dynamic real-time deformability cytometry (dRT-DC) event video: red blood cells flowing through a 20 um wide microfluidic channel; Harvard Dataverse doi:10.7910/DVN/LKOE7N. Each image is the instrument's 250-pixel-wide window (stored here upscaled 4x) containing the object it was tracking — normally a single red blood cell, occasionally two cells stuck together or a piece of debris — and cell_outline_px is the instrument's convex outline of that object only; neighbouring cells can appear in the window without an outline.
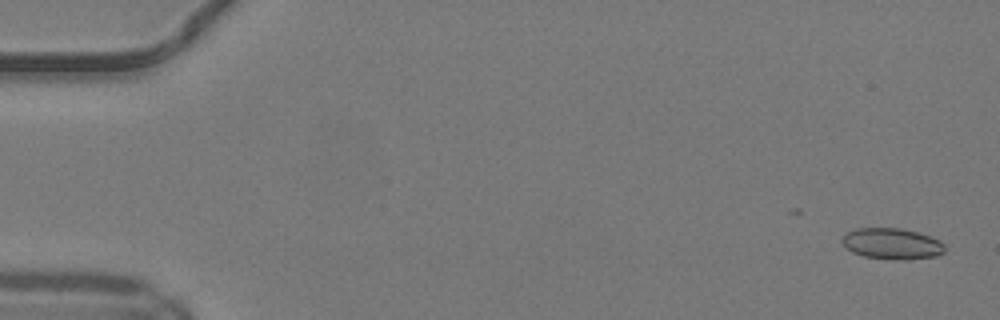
{"species": "common noctule bat (a hibernating species)", "species_latin": "Nyctalus noctula", "temperature_condition": "warm", "stored_images_in_passage": 46, "camera_frame_rate_fps": 3000, "um_per_image_px": 0.085, "animal": {"sex": "male", "body_mass_g": 19.2, "forearm_length_mm": 51.8}, "frame": {"image": 1, "passage_image": 2, "time_ms": 0.333, "image_size_px": [1000, 320], "cell_outline_px": [[944, 252], [936, 256], [908, 260], [904, 260], [864, 256], [852, 252], [840, 240], [848, 232], [856, 228], [900, 228], [916, 232], [940, 240], [944, 244]], "centroid_in_image_um": [75.83, 20.71], "position_along_channel_um": 9.2, "area_um2": 18.38}}
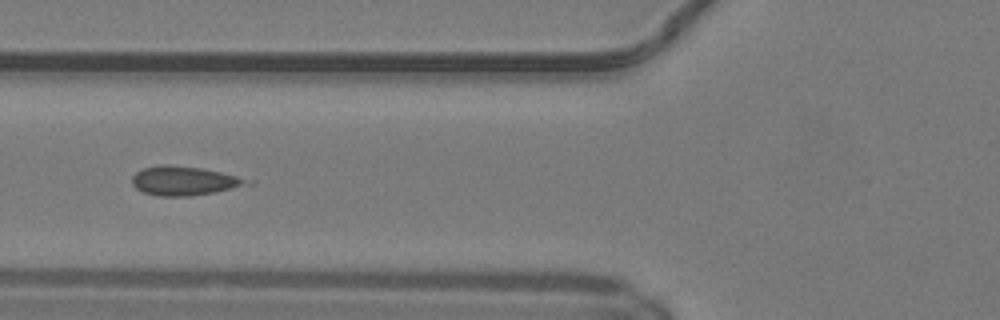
{"frame": {"image": 2, "passage_image": 20, "time_ms": 6.333, "image_size_px": [1000, 320], "cell_outline_px": [[256, 184], [216, 192], [192, 196], [156, 196], [144, 192], [136, 188], [132, 184], [132, 176], [136, 172], [144, 168], [200, 168], [220, 172], [256, 180]], "centroid_in_image_um": [15.81, 15.43], "position_along_channel_um": 110.0, "area_um2": 18.96}}
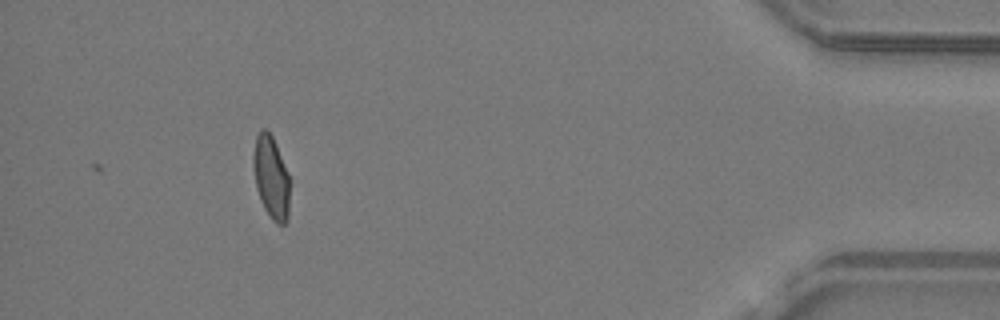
{"frame": {"image": 3, "passage_image": 46, "time_ms": 15.0, "image_size_px": [1000, 320], "cell_outline_px": [[288, 220], [284, 224], [276, 224], [272, 220], [264, 208], [260, 200], [256, 188], [252, 164], [252, 156], [256, 136], [260, 128], [264, 128], [272, 136], [276, 144], [288, 172]], "centroid_in_image_um": [23.01, 15.06], "position_along_channel_um": 412.2, "area_um2": 17.63}}